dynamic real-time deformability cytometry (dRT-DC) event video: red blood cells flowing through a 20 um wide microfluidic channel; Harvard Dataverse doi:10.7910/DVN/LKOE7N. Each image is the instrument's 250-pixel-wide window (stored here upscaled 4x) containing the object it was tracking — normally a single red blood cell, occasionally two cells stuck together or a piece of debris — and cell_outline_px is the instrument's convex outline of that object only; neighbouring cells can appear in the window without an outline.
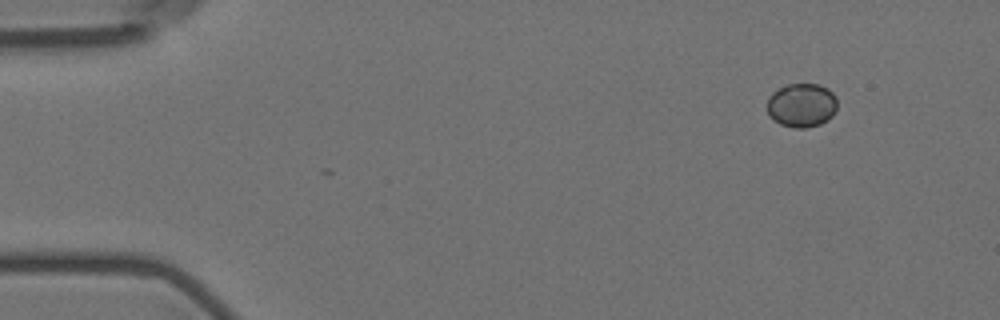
{"species": "Egyptian fruit bat (a non-hibernating species)", "species_latin": "Rousettus aegyptiacus", "temperature_condition": "room temperature", "stored_images_in_passage": 4, "camera_frame_rate_fps": 3000, "um_per_image_px": 0.085, "animal": {"sex": "female"}, "frame": {"image": 1, "passage_image": 1, "time_ms": 0.0, "image_size_px": [1000, 320], "cell_outline_px": [[836, 108], [832, 116], [828, 120], [820, 124], [804, 128], [796, 128], [780, 124], [772, 120], [768, 116], [768, 96], [772, 92], [788, 84], [820, 84], [828, 88], [836, 96]], "centroid_in_image_um": [68.13, 8.94], "position_along_channel_um": 16.9, "area_um2": 18.09}}
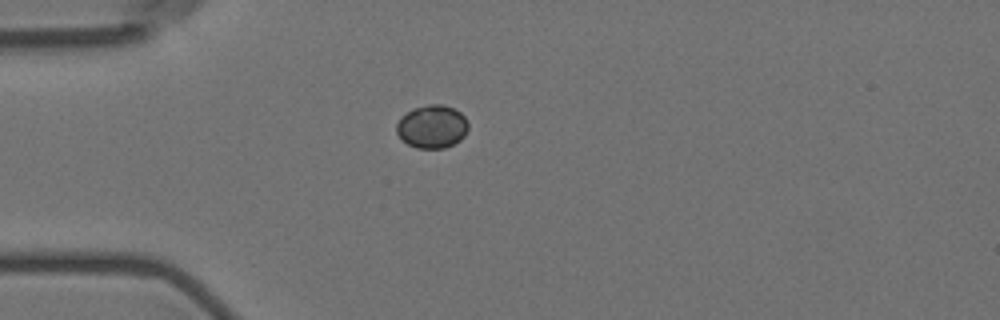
{"frame": {"image": 2, "passage_image": 4, "time_ms": 3.333, "image_size_px": [1000, 320], "cell_outline_px": [[468, 128], [464, 136], [460, 140], [444, 148], [416, 148], [408, 144], [396, 132], [396, 124], [400, 116], [412, 108], [428, 104], [440, 104], [452, 108], [460, 112], [464, 116], [468, 124]], "centroid_in_image_um": [36.7, 10.75], "position_along_channel_um": 48.3, "area_um2": 18.03}}